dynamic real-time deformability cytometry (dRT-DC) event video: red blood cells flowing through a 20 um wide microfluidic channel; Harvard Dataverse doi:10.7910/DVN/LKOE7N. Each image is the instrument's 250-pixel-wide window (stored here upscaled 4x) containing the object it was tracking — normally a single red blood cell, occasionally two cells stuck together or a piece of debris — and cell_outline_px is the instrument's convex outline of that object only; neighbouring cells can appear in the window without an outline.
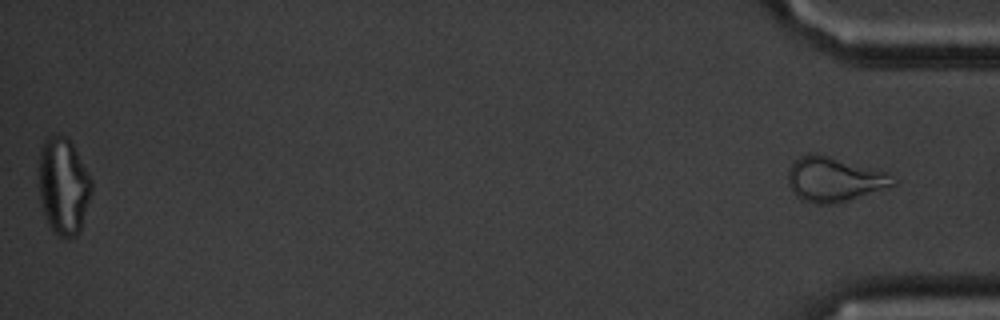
{"species": "common noctule bat (a hibernating species)", "species_latin": "Nyctalus noctula", "temperature_condition": "cold", "stored_images_in_passage": 58, "segment_of_instrument_passage": [2, 2], "camera_frame_rate_fps": 3000, "um_per_image_px": 0.085, "animal": {"sex": "male", "body_mass_g": 20.1, "forearm_length_mm": 53.5}, "frame": {"image": 1, "passage_image": 58, "time_ms": 19.0, "image_size_px": [1000, 320], "cell_outline_px": [[896, 184], [848, 200], [832, 204], [812, 204], [800, 200], [792, 192], [788, 184], [788, 172], [792, 164], [800, 156], [808, 152], [812, 152], [884, 172], [896, 180]], "centroid_in_image_um": [70.81, 15.27], "position_along_channel_um": 364.4, "area_um2": 26.76}}